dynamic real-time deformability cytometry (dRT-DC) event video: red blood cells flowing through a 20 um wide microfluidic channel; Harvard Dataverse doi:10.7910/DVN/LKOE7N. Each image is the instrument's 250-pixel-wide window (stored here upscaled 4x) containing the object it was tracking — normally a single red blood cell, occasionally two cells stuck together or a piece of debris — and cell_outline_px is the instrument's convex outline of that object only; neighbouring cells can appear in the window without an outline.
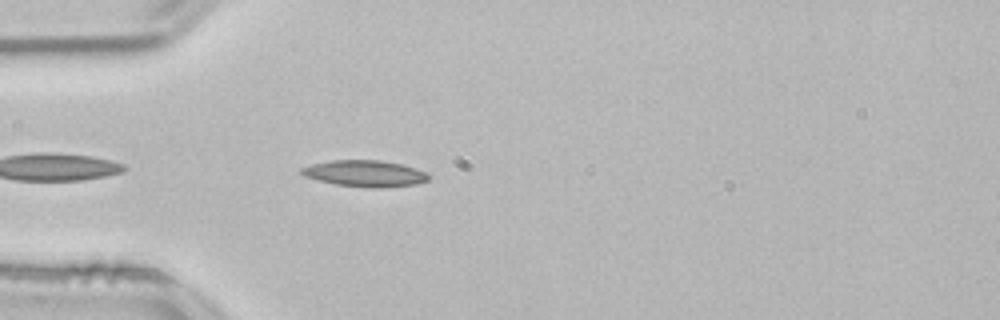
{"species": "common noctule bat (a hibernating species)", "species_latin": "Nyctalus noctula", "temperature_condition": "room temperature", "stored_images_in_passage": 8, "camera_frame_rate_fps": 3000, "um_per_image_px": 0.085, "animal": {"sex": "male", "body_mass_g": 21.5, "forearm_length_mm": 52.0}, "frame": {"image": 1, "passage_image": 3, "time_ms": 0.667, "image_size_px": [1000, 320], "cell_outline_px": [[428, 180], [416, 184], [380, 188], [336, 184], [316, 180], [304, 176], [300, 172], [300, 168], [312, 164], [332, 160], [380, 160], [400, 164], [424, 172], [428, 176]], "centroid_in_image_um": [30.96, 14.74], "position_along_channel_um": 54.0, "area_um2": 19.19}}